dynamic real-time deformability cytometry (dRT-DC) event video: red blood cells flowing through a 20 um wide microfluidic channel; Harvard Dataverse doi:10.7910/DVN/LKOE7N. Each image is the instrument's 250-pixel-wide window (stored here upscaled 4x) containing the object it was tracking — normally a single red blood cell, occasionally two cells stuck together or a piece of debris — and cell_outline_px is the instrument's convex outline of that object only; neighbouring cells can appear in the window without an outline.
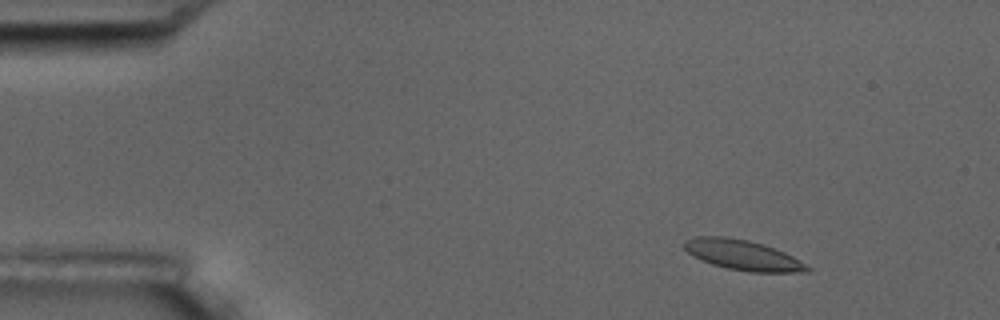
{"species": "common noctule bat (a hibernating species)", "species_latin": "Nyctalus noctula", "temperature_condition": "room temperature", "stored_images_in_passage": 7, "camera_frame_rate_fps": 3000, "um_per_image_px": 0.085, "animal": {"sex": "male", "body_mass_g": 17.5, "forearm_length_mm": 52.3}, "frame": {"image": 1, "passage_image": 2, "time_ms": 1.0, "image_size_px": [1000, 320], "cell_outline_px": [[812, 272], [752, 272], [728, 268], [712, 264], [692, 256], [684, 248], [684, 240], [696, 236], [728, 236], [748, 240], [764, 244], [784, 252], [792, 256], [812, 268]], "centroid_in_image_um": [63.14, 21.67], "position_along_channel_um": 21.9, "area_um2": 21.68}}
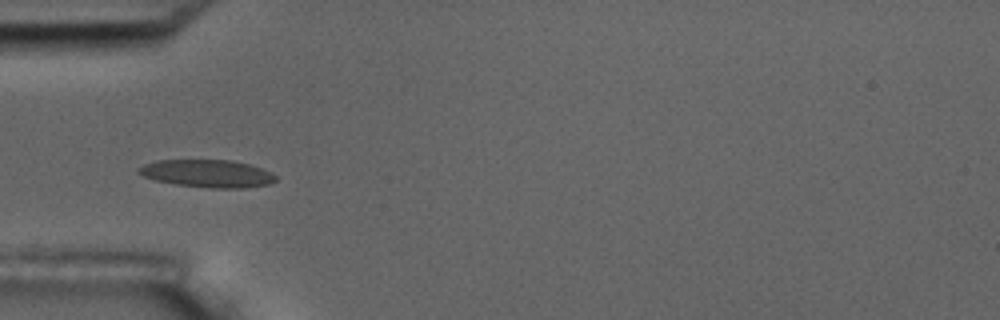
{"frame": {"image": 2, "passage_image": 5, "time_ms": 4.667, "image_size_px": [1000, 320], "cell_outline_px": [[276, 180], [268, 184], [244, 188], [208, 188], [176, 184], [152, 180], [136, 172], [136, 168], [144, 164], [156, 160], [232, 160], [248, 164], [272, 172], [276, 176]], "centroid_in_image_um": [17.58, 14.75], "position_along_channel_um": 67.4, "area_um2": 22.2}}